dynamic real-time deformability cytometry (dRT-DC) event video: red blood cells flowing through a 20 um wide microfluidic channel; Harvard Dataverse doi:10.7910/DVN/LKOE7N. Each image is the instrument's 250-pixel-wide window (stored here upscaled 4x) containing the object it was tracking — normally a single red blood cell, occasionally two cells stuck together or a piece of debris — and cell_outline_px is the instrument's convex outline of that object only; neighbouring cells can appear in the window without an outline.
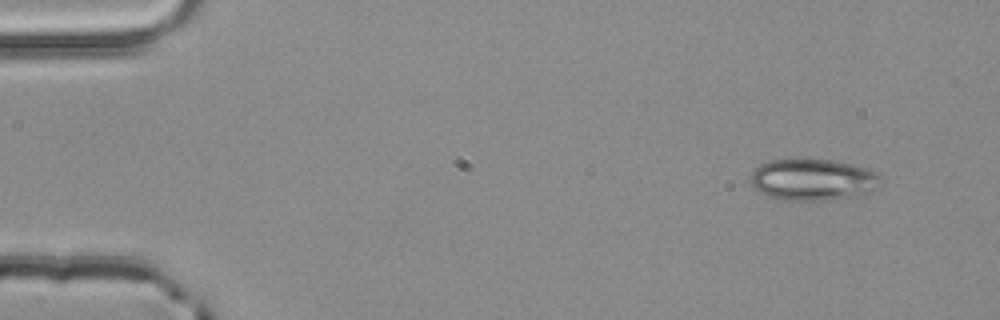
{"species": "common noctule bat (a hibernating species)", "species_latin": "Nyctalus noctula", "temperature_condition": "room temperature", "stored_images_in_passage": 4, "camera_frame_rate_fps": 3000, "um_per_image_px": 0.085, "animal": {"sex": "male", "body_mass_g": 20.4}, "frame": {"image": 1, "passage_image": 1, "time_ms": 0.0, "image_size_px": [1000, 320], "cell_outline_px": [[884, 184], [864, 196], [824, 200], [784, 200], [768, 196], [760, 192], [752, 184], [752, 172], [760, 164], [772, 160], [792, 156], [800, 156], [832, 160], [864, 168], [876, 172], [884, 176]], "centroid_in_image_um": [69.17, 15.24], "position_along_channel_um": 15.8, "area_um2": 32.6}}